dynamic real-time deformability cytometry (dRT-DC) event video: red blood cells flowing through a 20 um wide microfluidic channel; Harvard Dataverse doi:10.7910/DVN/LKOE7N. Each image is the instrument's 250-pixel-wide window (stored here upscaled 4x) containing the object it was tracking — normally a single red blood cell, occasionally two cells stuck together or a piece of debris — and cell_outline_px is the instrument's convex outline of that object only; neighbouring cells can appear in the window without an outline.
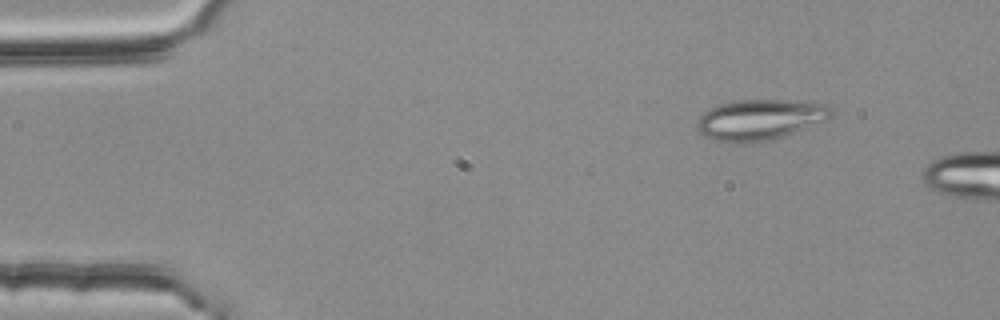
{"species": "common noctule bat (a hibernating species)", "species_latin": "Nyctalus noctula", "temperature_condition": "room temperature", "stored_images_in_passage": 3, "camera_frame_rate_fps": 3000, "um_per_image_px": 0.085, "animal": {"sex": "female", "body_mass_g": 25.1}, "frame": {"image": 1, "passage_image": 2, "time_ms": 0.333, "image_size_px": [1000, 320], "cell_outline_px": [[836, 112], [828, 120], [780, 136], [764, 140], [712, 140], [704, 136], [696, 128], [696, 124], [700, 116], [704, 112], [720, 104], [740, 100], [812, 100], [824, 104], [832, 108]], "centroid_in_image_um": [64.67, 10.1], "position_along_channel_um": 20.3, "area_um2": 31.1}}